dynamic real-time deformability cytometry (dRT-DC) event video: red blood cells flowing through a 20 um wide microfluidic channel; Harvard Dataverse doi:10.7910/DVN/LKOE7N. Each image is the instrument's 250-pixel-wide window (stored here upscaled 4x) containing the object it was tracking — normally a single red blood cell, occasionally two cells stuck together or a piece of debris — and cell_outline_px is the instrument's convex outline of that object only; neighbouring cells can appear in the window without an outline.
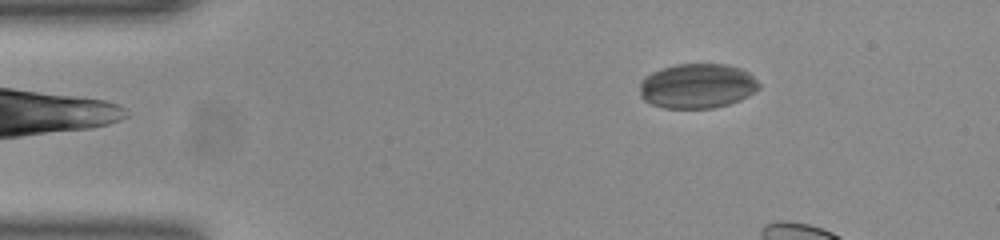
{"species": "common noctule bat (a hibernating species)", "species_latin": "Nyctalus noctula", "temperature_condition": "room temperature", "stored_images_in_passage": 6, "camera_frame_rate_fps": 3000, "um_per_image_px": 0.085, "animal": {"sex": "female", "body_mass_g": 23.0, "forearm_length_mm": 53.4}, "frame": {"image": 1, "passage_image": 1, "time_ms": 0.0, "image_size_px": [1000, 240], "cell_outline_px": [[760, 88], [748, 96], [740, 100], [728, 104], [712, 108], [664, 108], [652, 104], [644, 100], [640, 96], [640, 80], [644, 76], [652, 72], [676, 64], [724, 64], [740, 68], [748, 72], [760, 84]], "centroid_in_image_um": [59.25, 7.31], "position_along_channel_um": 25.7, "area_um2": 31.15}}